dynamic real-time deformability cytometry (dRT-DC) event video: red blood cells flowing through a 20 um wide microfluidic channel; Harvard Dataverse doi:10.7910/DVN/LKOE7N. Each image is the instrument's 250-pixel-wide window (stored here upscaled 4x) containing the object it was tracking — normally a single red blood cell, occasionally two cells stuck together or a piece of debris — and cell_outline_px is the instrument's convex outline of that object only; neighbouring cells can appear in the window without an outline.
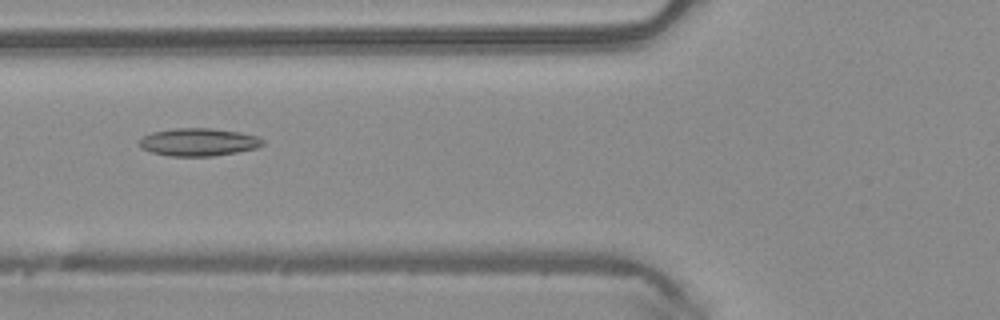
{"species": "common noctule bat (a hibernating species)", "species_latin": "Nyctalus noctula", "temperature_condition": "warm", "stored_images_in_passage": 12, "camera_frame_rate_fps": 3000, "um_per_image_px": 0.085, "animal": {"sex": "male", "body_mass_g": 20.4}, "frame": {"image": 1, "passage_image": 4, "time_ms": 1.0, "image_size_px": [1000, 320], "cell_outline_px": [[264, 144], [256, 148], [236, 152], [212, 156], [172, 156], [152, 152], [140, 148], [136, 144], [144, 136], [152, 132], [176, 128], [212, 128], [240, 132], [256, 136], [264, 140]], "centroid_in_image_um": [16.85, 12.07], "position_along_channel_um": 108.9, "area_um2": 19.94}}
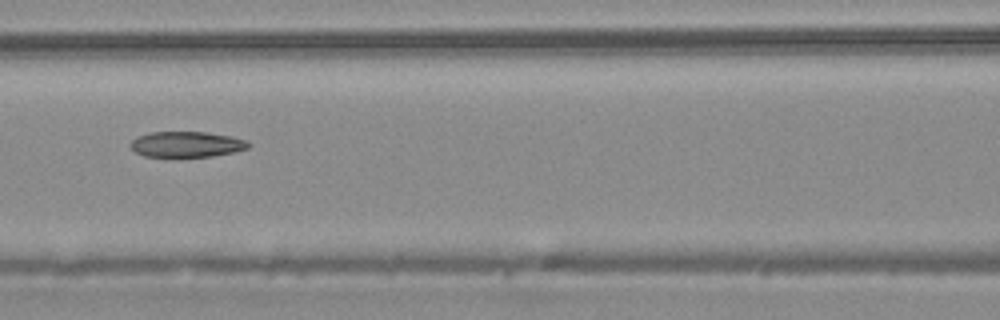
{"frame": {"image": 2, "passage_image": 7, "time_ms": 2.0, "image_size_px": [1000, 320], "cell_outline_px": [[252, 144], [248, 148], [236, 152], [212, 156], [144, 156], [136, 152], [128, 144], [132, 140], [140, 136], [152, 132], [208, 132], [232, 136], [248, 140]], "centroid_in_image_um": [15.93, 12.26], "position_along_channel_um": 150.7, "area_um2": 17.63}}
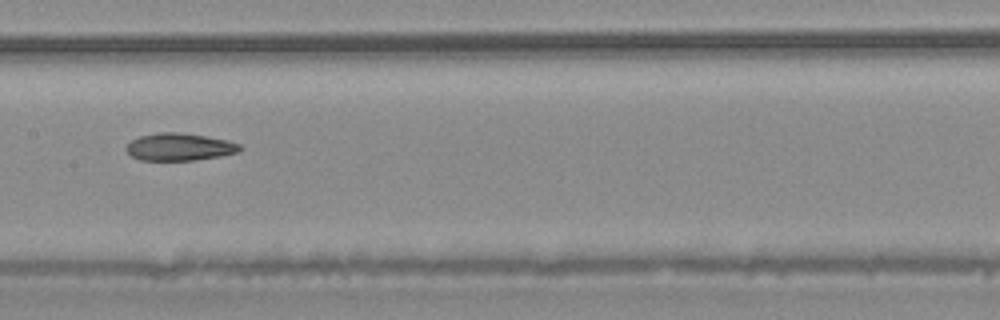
{"frame": {"image": 3, "passage_image": 10, "time_ms": 3.0, "image_size_px": [1000, 320], "cell_outline_px": [[244, 148], [240, 152], [220, 156], [196, 160], [140, 160], [132, 156], [124, 148], [132, 140], [140, 136], [160, 132], [176, 132], [204, 136], [228, 140], [240, 144]], "centroid_in_image_um": [15.29, 12.49], "position_along_channel_um": 192.1, "area_um2": 18.15}}